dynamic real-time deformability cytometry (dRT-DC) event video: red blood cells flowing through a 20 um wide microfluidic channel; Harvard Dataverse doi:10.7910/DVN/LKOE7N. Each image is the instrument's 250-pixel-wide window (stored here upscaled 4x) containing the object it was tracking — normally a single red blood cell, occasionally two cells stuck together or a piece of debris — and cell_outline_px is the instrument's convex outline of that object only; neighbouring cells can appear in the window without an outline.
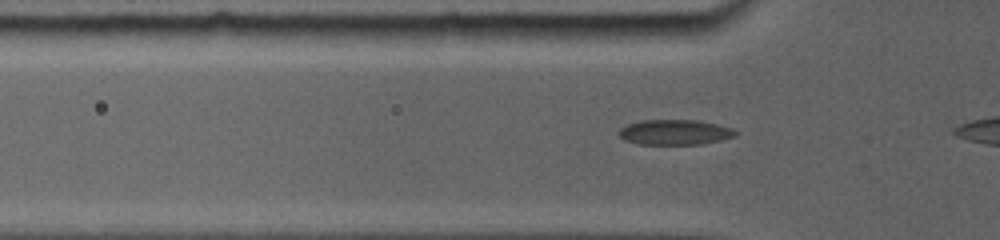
{"species": "common noctule bat (a hibernating species)", "species_latin": "Nyctalus noctula", "temperature_condition": "room temperature", "stored_images_in_passage": 12, "camera_frame_rate_fps": 5000, "um_per_image_px": 0.085, "animal": {"sex": "female", "body_mass_g": 19.0, "forearm_length_mm": 56.7}, "frame": {"image": 1, "passage_image": 6, "time_ms": 1.6, "image_size_px": [1000, 240], "cell_outline_px": [[736, 132], [732, 136], [716, 140], [696, 144], [640, 144], [628, 140], [620, 136], [620, 128], [628, 124], [644, 120], [696, 120], [728, 128]], "centroid_in_image_um": [57.27, 11.23], "position_along_channel_um": 68.5, "area_um2": 16.24}}
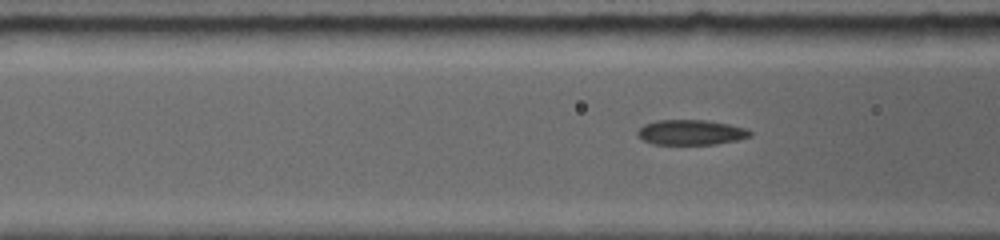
{"frame": {"image": 2, "passage_image": 9, "time_ms": 2.6, "image_size_px": [1000, 240], "cell_outline_px": [[752, 136], [736, 140], [712, 144], [656, 144], [644, 140], [640, 136], [640, 128], [644, 124], [656, 120], [704, 120], [728, 124], [744, 128], [752, 132]], "centroid_in_image_um": [58.76, 11.24], "position_along_channel_um": 107.8, "area_um2": 16.07}}